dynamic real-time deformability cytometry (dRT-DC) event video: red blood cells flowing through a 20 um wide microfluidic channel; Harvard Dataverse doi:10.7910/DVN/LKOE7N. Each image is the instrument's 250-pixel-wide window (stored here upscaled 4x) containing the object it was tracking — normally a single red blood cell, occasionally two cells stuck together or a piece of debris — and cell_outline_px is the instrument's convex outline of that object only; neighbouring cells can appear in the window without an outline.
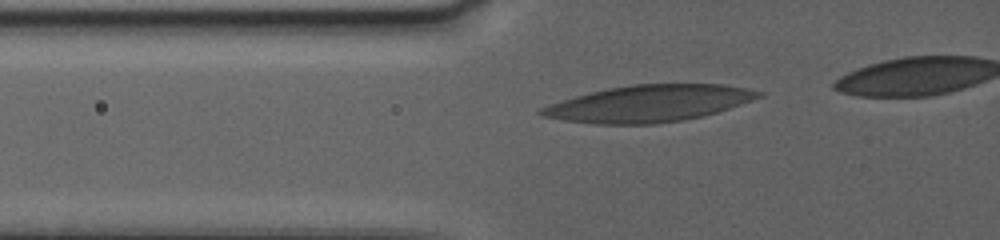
{"species": "human", "species_latin": "Homo sapiens", "temperature_condition": "warm", "stored_images_in_passage": 72, "camera_frame_rate_fps": 3000, "um_per_image_px": 0.085, "donor": {"sex": "female"}, "frame": {"image": 1, "passage_image": 2, "time_ms": 0.333, "image_size_px": [1000, 240], "cell_outline_px": [[764, 96], [716, 112], [700, 116], [680, 120], [656, 124], [596, 124], [564, 120], [544, 116], [536, 112], [540, 108], [576, 96], [608, 88], [632, 84], [720, 84], [744, 88], [760, 92]], "centroid_in_image_um": [55.14, 8.8], "position_along_channel_um": 70.7, "area_um2": 45.72}}
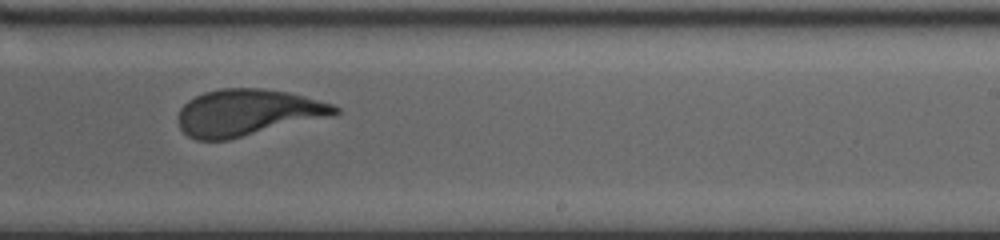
{"frame": {"image": 2, "passage_image": 40, "time_ms": 6.667, "image_size_px": [1000, 240], "cell_outline_px": [[340, 112], [228, 140], [196, 140], [188, 136], [180, 128], [180, 108], [188, 100], [204, 92], [220, 88], [264, 88], [284, 92], [332, 104], [340, 108]], "centroid_in_image_um": [20.94, 9.56], "position_along_channel_um": 268.1, "area_um2": 41.33}}
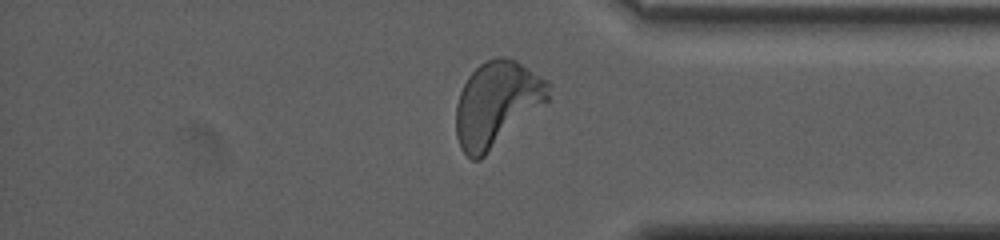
{"frame": {"image": 3, "passage_image": 67, "time_ms": 10.667, "image_size_px": [1000, 240], "cell_outline_px": [[552, 84], [548, 100], [480, 160], [472, 160], [460, 148], [456, 136], [456, 104], [460, 92], [468, 76], [480, 64], [488, 60], [504, 56], [516, 60], [548, 80]], "centroid_in_image_um": [42.22, 8.82], "position_along_channel_um": 393.0, "area_um2": 45.6}}